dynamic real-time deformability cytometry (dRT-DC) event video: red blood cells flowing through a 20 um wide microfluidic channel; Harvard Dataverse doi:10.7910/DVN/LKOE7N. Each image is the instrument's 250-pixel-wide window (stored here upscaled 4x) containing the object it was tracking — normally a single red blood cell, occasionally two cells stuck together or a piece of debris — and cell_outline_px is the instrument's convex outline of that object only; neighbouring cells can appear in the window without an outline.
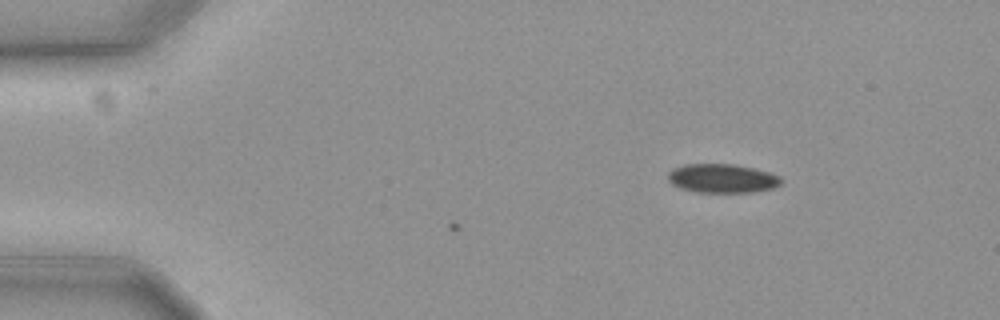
{"species": "common noctule bat (a hibernating species)", "species_latin": "Nyctalus noctula", "temperature_condition": "cold", "stored_images_in_passage": 12, "camera_frame_rate_fps": 3000, "um_per_image_px": 0.085, "animal": {"sex": "female", "body_mass_g": 19.3, "forearm_length_mm": 54.1}, "frame": {"image": 1, "passage_image": 12, "time_ms": 3.667, "image_size_px": [1000, 320], "cell_outline_px": [[784, 180], [780, 184], [772, 188], [752, 192], [696, 192], [680, 188], [672, 184], [668, 180], [668, 172], [672, 168], [684, 164], [736, 164], [768, 172], [780, 176]], "centroid_in_image_um": [61.37, 15.16], "position_along_channel_um": 23.6, "area_um2": 19.13}}